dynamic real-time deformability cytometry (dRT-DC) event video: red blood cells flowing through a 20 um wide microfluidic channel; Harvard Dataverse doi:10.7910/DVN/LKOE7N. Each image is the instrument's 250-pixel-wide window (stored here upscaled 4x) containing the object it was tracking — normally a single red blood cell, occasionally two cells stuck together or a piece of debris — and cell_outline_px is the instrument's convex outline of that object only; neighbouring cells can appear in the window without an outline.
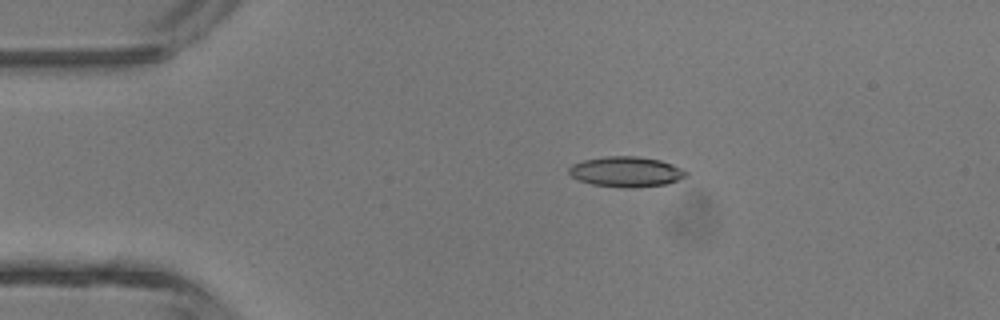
{"species": "common noctule bat (a hibernating species)", "species_latin": "Nyctalus noctula", "temperature_condition": "room temperature", "stored_images_in_passage": 4, "camera_frame_rate_fps": 3000, "um_per_image_px": 0.085, "animal": {"sex": "male", "body_mass_g": 13.3}, "frame": {"image": 1, "passage_image": 3, "time_ms": 2.333, "image_size_px": [1000, 320], "cell_outline_px": [[688, 176], [668, 184], [632, 188], [620, 188], [592, 184], [576, 180], [568, 172], [568, 168], [572, 164], [584, 160], [608, 156], [640, 156], [660, 160], [672, 164], [688, 172]], "centroid_in_image_um": [53.22, 14.61], "position_along_channel_um": 31.8, "area_um2": 20.92}}